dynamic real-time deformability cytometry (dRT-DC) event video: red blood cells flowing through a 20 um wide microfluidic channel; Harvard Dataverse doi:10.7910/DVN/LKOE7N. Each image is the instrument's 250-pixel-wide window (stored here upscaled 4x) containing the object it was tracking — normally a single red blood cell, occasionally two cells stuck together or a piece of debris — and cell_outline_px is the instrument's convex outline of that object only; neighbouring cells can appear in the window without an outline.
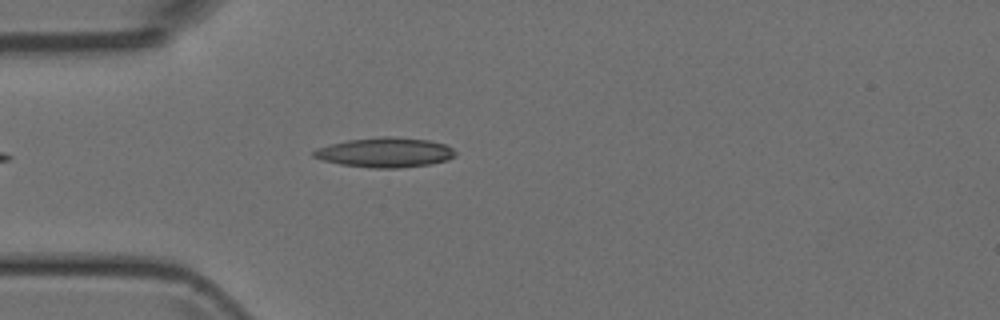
{"species": "Egyptian fruit bat (a non-hibernating species)", "species_latin": "Rousettus aegyptiacus", "temperature_condition": "room temperature", "stored_images_in_passage": 4, "camera_frame_rate_fps": 3000, "um_per_image_px": 0.085, "animal": {"sex": "female"}, "frame": {"image": 1, "passage_image": 3, "time_ms": 3.333, "image_size_px": [1000, 320], "cell_outline_px": [[456, 156], [448, 160], [428, 164], [400, 168], [372, 168], [340, 164], [324, 160], [312, 156], [312, 152], [316, 148], [348, 140], [380, 136], [388, 136], [428, 140], [444, 144], [452, 148], [456, 152]], "centroid_in_image_um": [32.74, 12.96], "position_along_channel_um": 52.3, "area_um2": 24.45}}